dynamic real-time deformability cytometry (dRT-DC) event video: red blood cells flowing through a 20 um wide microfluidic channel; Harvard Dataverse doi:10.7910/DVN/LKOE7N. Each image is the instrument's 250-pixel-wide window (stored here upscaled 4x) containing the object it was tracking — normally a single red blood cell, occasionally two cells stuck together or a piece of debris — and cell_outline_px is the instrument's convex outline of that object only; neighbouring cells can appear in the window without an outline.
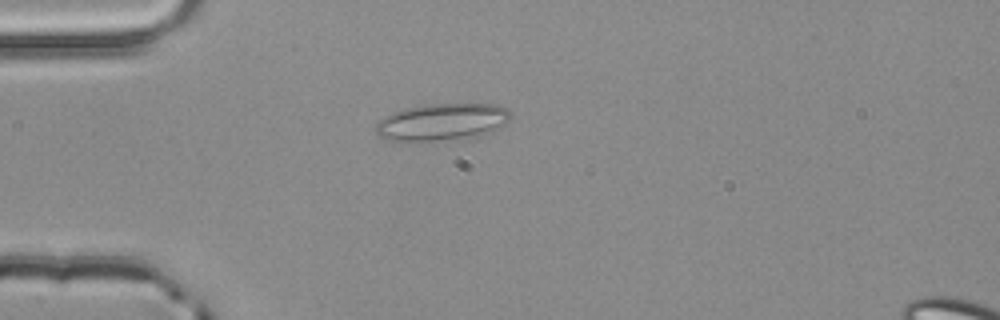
{"species": "common noctule bat (a hibernating species)", "species_latin": "Nyctalus noctula", "temperature_condition": "room temperature", "stored_images_in_passage": 3, "camera_frame_rate_fps": 3000, "um_per_image_px": 0.085, "animal": {"sex": "male", "body_mass_g": 20.4}, "frame": {"image": 1, "passage_image": 3, "time_ms": 0.667, "image_size_px": [1000, 320], "cell_outline_px": [[508, 120], [504, 124], [472, 136], [432, 140], [384, 140], [376, 132], [376, 124], [384, 116], [392, 112], [404, 108], [428, 104], [496, 104], [508, 108]], "centroid_in_image_um": [37.48, 10.33], "position_along_channel_um": 47.5, "area_um2": 28.15}}